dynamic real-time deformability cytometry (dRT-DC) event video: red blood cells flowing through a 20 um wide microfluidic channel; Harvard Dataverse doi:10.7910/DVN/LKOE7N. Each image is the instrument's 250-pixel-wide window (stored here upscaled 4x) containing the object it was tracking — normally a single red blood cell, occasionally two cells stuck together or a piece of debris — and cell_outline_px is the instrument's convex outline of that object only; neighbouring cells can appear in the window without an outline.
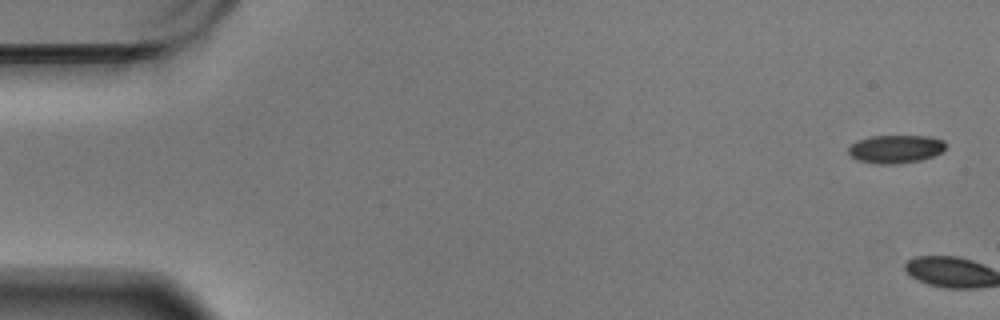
{"species": "Egyptian fruit bat (a non-hibernating species)", "species_latin": "Rousettus aegyptiacus", "temperature_condition": "warm", "stored_images_in_passage": 3, "camera_frame_rate_fps": 3000, "um_per_image_px": 0.085, "animal": {"sex": "male"}, "frame": {"image": 1, "passage_image": 1, "time_ms": 0.0, "image_size_px": [1000, 320], "cell_outline_px": [[944, 152], [920, 160], [900, 164], [880, 164], [860, 160], [852, 156], [848, 152], [848, 148], [852, 144], [860, 140], [872, 136], [928, 136], [944, 140]], "centroid_in_image_um": [76.17, 12.67], "position_along_channel_um": 8.8, "area_um2": 15.78}}